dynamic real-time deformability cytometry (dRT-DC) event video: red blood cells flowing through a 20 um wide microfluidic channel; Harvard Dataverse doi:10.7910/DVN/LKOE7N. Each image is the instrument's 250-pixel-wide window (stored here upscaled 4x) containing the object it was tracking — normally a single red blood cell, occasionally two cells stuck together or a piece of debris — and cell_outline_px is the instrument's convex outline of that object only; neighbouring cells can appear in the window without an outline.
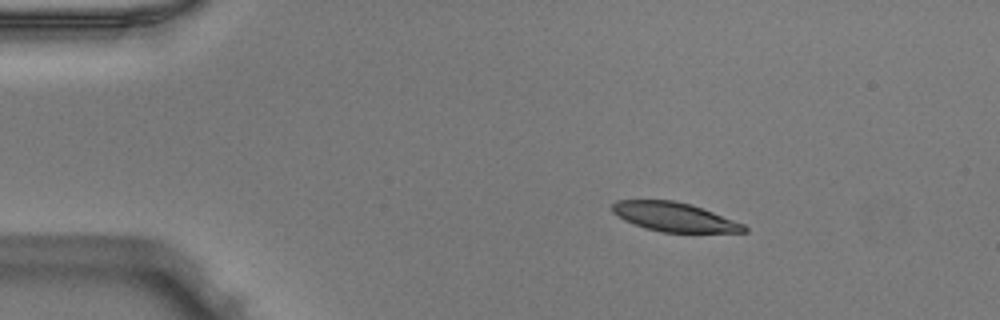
{"species": "Egyptian fruit bat (a non-hibernating species)", "species_latin": "Rousettus aegyptiacus", "temperature_condition": "warm", "stored_images_in_passage": 43, "camera_frame_rate_fps": 3000, "um_per_image_px": 0.085, "animal": {"sex": "male"}, "frame": {"image": 1, "passage_image": 1, "time_ms": 0.0, "image_size_px": [1000, 320], "cell_outline_px": [[748, 232], [660, 232], [644, 228], [624, 220], [612, 212], [612, 204], [616, 200], [672, 200], [692, 204], [744, 224], [748, 228]], "centroid_in_image_um": [57.3, 18.44], "position_along_channel_um": 27.7, "area_um2": 22.31}}
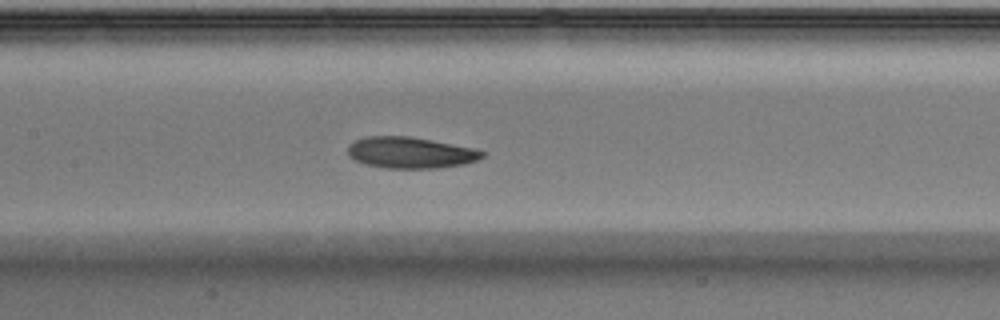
{"frame": {"image": 2, "passage_image": 17, "time_ms": 5.333, "image_size_px": [1000, 320], "cell_outline_px": [[484, 156], [476, 160], [464, 164], [440, 168], [384, 168], [364, 164], [348, 156], [348, 144], [364, 136], [412, 136], [472, 148], [484, 152]], "centroid_in_image_um": [34.84, 12.97], "position_along_channel_um": 172.6, "area_um2": 24.51}}
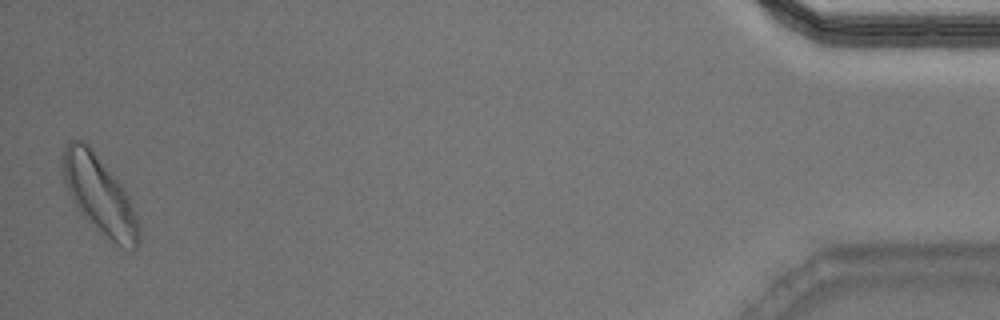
{"frame": {"image": 3, "passage_image": 43, "time_ms": 14.0, "image_size_px": [1000, 320], "cell_outline_px": [[140, 240], [136, 248], [132, 248], [116, 244], [92, 228], [80, 212], [72, 200], [68, 192], [64, 180], [60, 156], [68, 140], [84, 140], [88, 144], [124, 188], [128, 196], [140, 228]], "centroid_in_image_um": [8.41, 16.55], "position_along_channel_um": 426.8, "area_um2": 34.51}, "authors_computed_cell_mechanics": {"area_um2": 24.7384, "velocity_mm_per_s": 3.936, "shape_relaxation_time_tau1_ms": 2.6391, "shape_relaxation_time_tau2_ms": 7.1722, "deformation_change_tau1": 0.1165, "deformation_change_tau2": 0.1675}}